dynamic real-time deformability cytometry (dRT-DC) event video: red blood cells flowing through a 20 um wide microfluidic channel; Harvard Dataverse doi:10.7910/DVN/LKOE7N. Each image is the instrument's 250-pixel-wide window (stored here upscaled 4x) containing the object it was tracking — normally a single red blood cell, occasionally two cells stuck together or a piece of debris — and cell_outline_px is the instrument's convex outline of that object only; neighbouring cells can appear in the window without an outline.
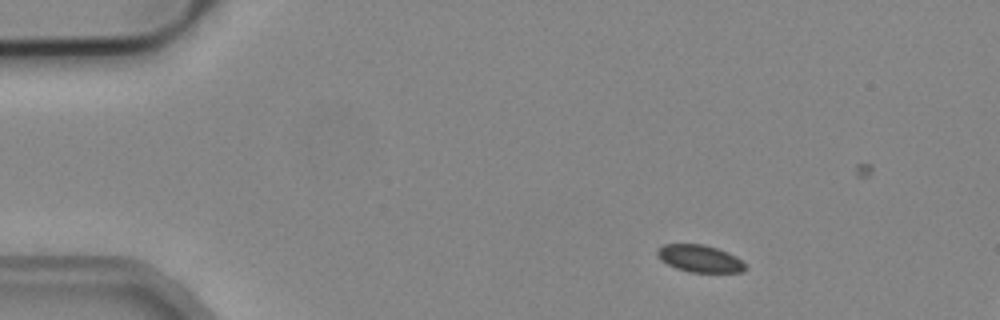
{"species": "common noctule bat (a hibernating species)", "species_latin": "Nyctalus noctula", "temperature_condition": "cold", "stored_images_in_passage": 2, "camera_frame_rate_fps": 3000, "um_per_image_px": 0.085, "animal": {"sex": "male", "body_mass_g": 19.2, "forearm_length_mm": 51.8}, "frame": {"image": 1, "passage_image": 1, "time_ms": 0.0, "image_size_px": [1000, 320], "cell_outline_px": [[744, 272], [688, 272], [676, 268], [660, 260], [656, 252], [664, 244], [704, 244], [728, 252], [736, 256], [744, 264]], "centroid_in_image_um": [59.46, 21.97], "position_along_channel_um": 25.5, "area_um2": 13.81}}
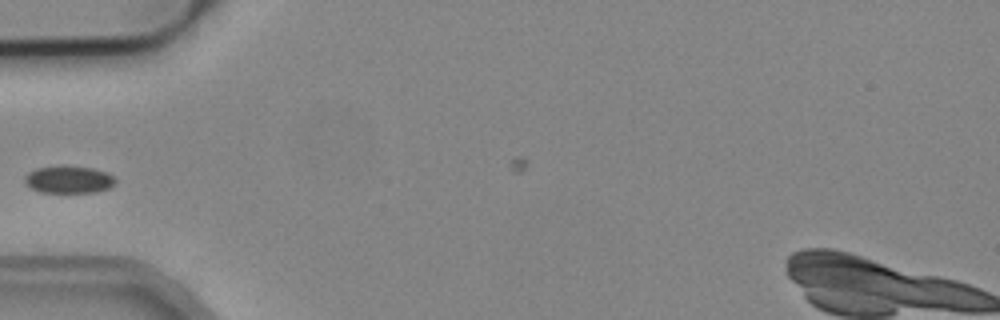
{"frame": {"image": 2, "passage_image": 2, "time_ms": 0.333, "image_size_px": [1000, 320], "cell_outline_px": [[116, 184], [108, 188], [96, 192], [40, 192], [28, 188], [24, 184], [24, 176], [28, 172], [36, 168], [92, 168], [108, 172], [116, 180]], "centroid_in_image_um": [5.82, 15.3], "position_along_channel_um": 79.2, "area_um2": 14.1}}